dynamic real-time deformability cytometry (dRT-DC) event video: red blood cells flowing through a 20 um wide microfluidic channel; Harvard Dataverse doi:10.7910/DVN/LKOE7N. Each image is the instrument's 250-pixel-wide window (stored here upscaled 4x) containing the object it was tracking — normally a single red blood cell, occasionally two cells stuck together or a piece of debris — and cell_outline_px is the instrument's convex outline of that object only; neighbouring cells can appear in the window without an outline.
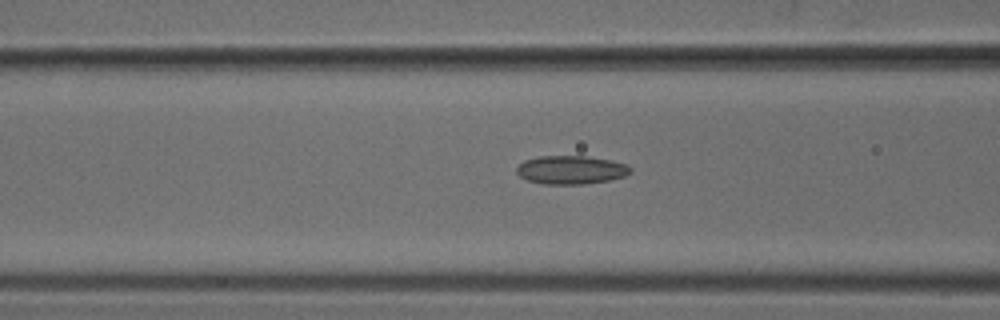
{"species": "common noctule bat (a hibernating species)", "species_latin": "Nyctalus noctula", "temperature_condition": "cold", "stored_images_in_passage": 32, "camera_frame_rate_fps": 3000, "um_per_image_px": 0.085, "animal": {"sex": "male", "body_mass_g": 18.8}, "frame": {"image": 1, "passage_image": 12, "time_ms": 3.667, "image_size_px": [1000, 320], "cell_outline_px": [[632, 172], [624, 176], [608, 180], [584, 184], [544, 184], [528, 180], [520, 176], [516, 172], [516, 168], [524, 160], [540, 156], [588, 156], [612, 160], [628, 164], [632, 168]], "centroid_in_image_um": [48.56, 14.43], "position_along_channel_um": 118.0, "area_um2": 18.96}}
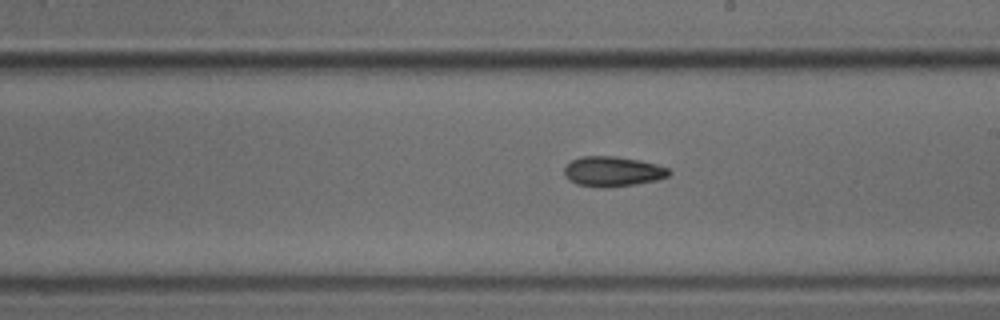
{"frame": {"image": 2, "passage_image": 21, "time_ms": 6.667, "image_size_px": [1000, 320], "cell_outline_px": [[672, 172], [668, 176], [656, 180], [636, 184], [608, 188], [604, 188], [576, 184], [568, 180], [564, 176], [564, 168], [572, 160], [580, 156], [616, 156], [640, 160], [656, 164], [668, 168]], "centroid_in_image_um": [52.06, 14.58], "position_along_channel_um": 236.9, "area_um2": 18.5}}
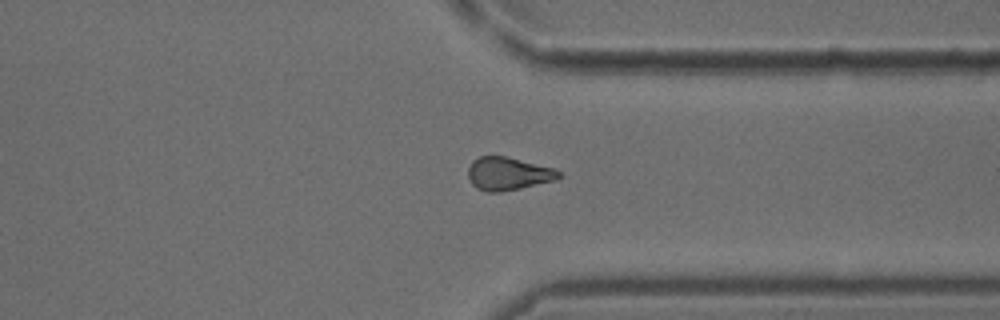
{"frame": {"image": 3, "passage_image": 31, "time_ms": 10.0, "image_size_px": [1000, 320], "cell_outline_px": [[560, 176], [556, 180], [520, 188], [500, 192], [488, 192], [476, 188], [472, 184], [468, 176], [468, 168], [472, 160], [480, 156], [504, 156], [552, 168], [560, 172]], "centroid_in_image_um": [43.14, 14.77], "position_along_channel_um": 368.3, "area_um2": 17.22}}